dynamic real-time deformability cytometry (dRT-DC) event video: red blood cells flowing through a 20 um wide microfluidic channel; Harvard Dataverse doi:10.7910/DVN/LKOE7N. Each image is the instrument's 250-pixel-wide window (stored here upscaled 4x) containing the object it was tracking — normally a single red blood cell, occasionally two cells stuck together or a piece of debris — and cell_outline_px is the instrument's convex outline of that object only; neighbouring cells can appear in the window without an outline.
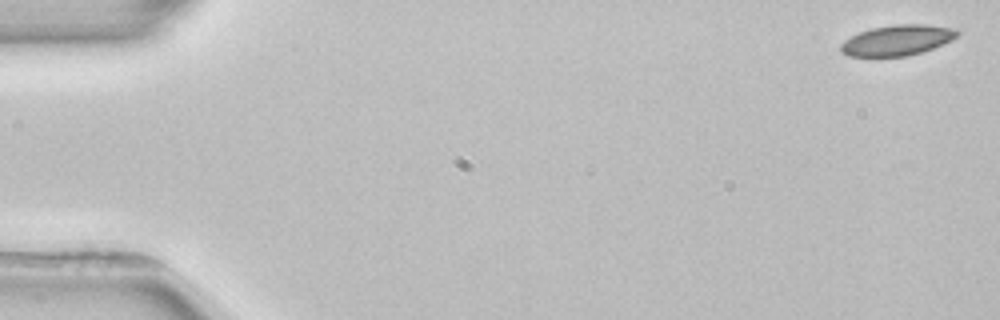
{"species": "common noctule bat (a hibernating species)", "species_latin": "Nyctalus noctula", "temperature_condition": "room temperature", "stored_images_in_passage": 5, "camera_frame_rate_fps": 3000, "um_per_image_px": 0.085, "animal": {"sex": "female", "body_mass_g": 22.7, "forearm_length_mm": 54.2}, "frame": {"image": 1, "passage_image": 1, "time_ms": 0.0, "image_size_px": [1000, 320], "cell_outline_px": [[960, 32], [952, 40], [932, 48], [920, 52], [904, 56], [848, 56], [840, 52], [840, 44], [844, 40], [860, 32], [872, 28], [892, 24], [924, 24], [956, 28]], "centroid_in_image_um": [76.26, 3.41], "position_along_channel_um": 8.7, "area_um2": 20.63}}